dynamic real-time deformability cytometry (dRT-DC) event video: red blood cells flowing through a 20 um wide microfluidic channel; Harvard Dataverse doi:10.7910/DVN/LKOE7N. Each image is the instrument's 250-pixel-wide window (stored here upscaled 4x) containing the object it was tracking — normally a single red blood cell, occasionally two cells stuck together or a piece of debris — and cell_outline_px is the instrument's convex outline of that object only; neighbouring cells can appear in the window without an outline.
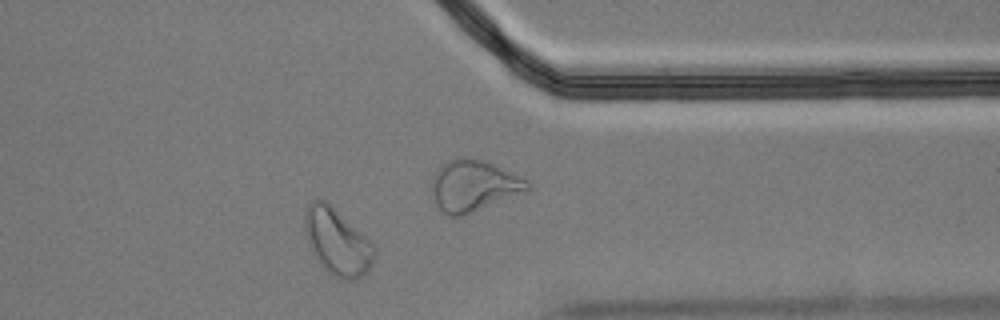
{"species": "Egyptian fruit bat (a non-hibernating species)", "species_latin": "Rousettus aegyptiacus", "temperature_condition": "cold", "stored_images_in_passage": 42, "camera_frame_rate_fps": 3000, "um_per_image_px": 0.085, "animal": {"sex": "male"}, "frame": {"image": 1, "passage_image": 36, "time_ms": 11.667, "image_size_px": [1000, 320], "cell_outline_px": [[376, 252], [368, 268], [360, 276], [352, 280], [340, 280], [328, 272], [320, 264], [312, 252], [308, 244], [304, 228], [304, 212], [308, 204], [312, 200], [324, 200], [360, 232], [376, 248]], "centroid_in_image_um": [28.61, 20.57], "position_along_channel_um": 382.8, "area_um2": 26.3}, "authors_computed_cell_mechanics": {"area_um2": 18.3515, "velocity_mm_per_s": 3.457, "shape_relaxation_time_tau1_ms": 9.9854, "shape_relaxation_time_tau2_ms": 2.8204, "deformation_change_tau1": 0.1822, "deformation_change_tau2": 0.0743}}